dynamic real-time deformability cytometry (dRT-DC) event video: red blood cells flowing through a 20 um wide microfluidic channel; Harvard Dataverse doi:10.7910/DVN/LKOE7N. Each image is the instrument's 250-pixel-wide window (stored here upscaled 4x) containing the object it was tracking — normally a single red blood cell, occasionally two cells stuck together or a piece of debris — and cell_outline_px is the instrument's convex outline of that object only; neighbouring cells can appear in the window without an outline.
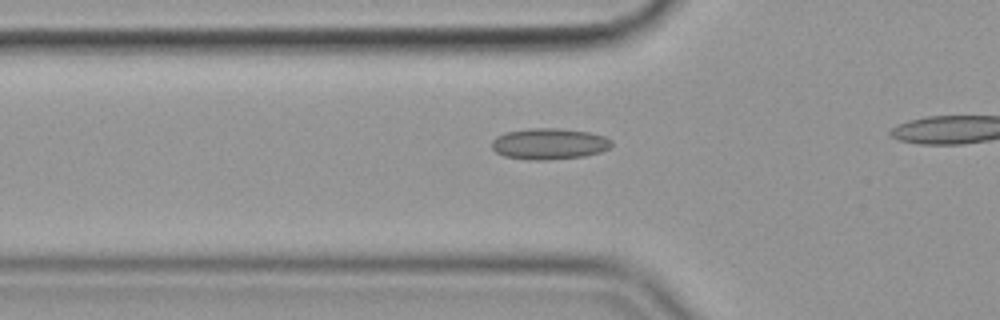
{"species": "common noctule bat (a hibernating species)", "species_latin": "Nyctalus noctula", "temperature_condition": "cold", "stored_images_in_passage": 16, "camera_frame_rate_fps": 3000, "um_per_image_px": 0.085, "animal": {"sex": "female", "body_mass_g": 19.9}, "frame": {"image": 1, "passage_image": 10, "time_ms": 3.0, "image_size_px": [1000, 320], "cell_outline_px": [[612, 144], [608, 148], [600, 152], [584, 156], [548, 160], [532, 160], [504, 156], [496, 152], [492, 148], [492, 140], [496, 136], [504, 132], [528, 128], [560, 128], [588, 132], [604, 136], [612, 140]], "centroid_in_image_um": [46.66, 12.22], "position_along_channel_um": 79.1, "area_um2": 21.85}}
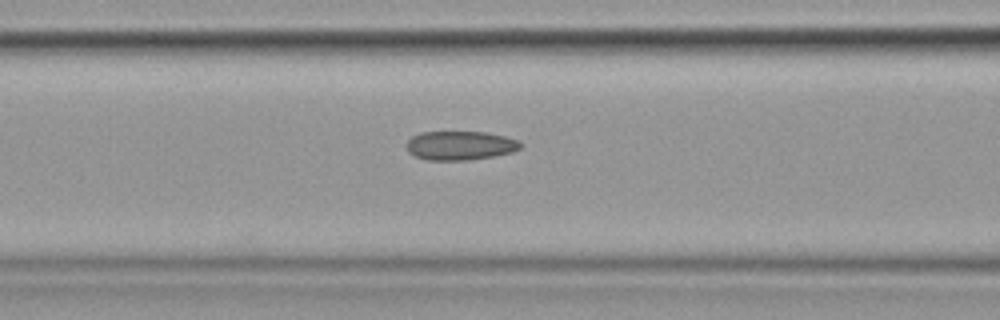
{"frame": {"image": 2, "passage_image": 14, "time_ms": 4.333, "image_size_px": [1000, 320], "cell_outline_px": [[524, 144], [520, 148], [512, 152], [492, 156], [468, 160], [428, 160], [416, 156], [408, 152], [408, 140], [412, 136], [420, 132], [484, 132], [504, 136], [516, 140]], "centroid_in_image_um": [39.11, 12.37], "position_along_channel_um": 127.5, "area_um2": 19.07}}